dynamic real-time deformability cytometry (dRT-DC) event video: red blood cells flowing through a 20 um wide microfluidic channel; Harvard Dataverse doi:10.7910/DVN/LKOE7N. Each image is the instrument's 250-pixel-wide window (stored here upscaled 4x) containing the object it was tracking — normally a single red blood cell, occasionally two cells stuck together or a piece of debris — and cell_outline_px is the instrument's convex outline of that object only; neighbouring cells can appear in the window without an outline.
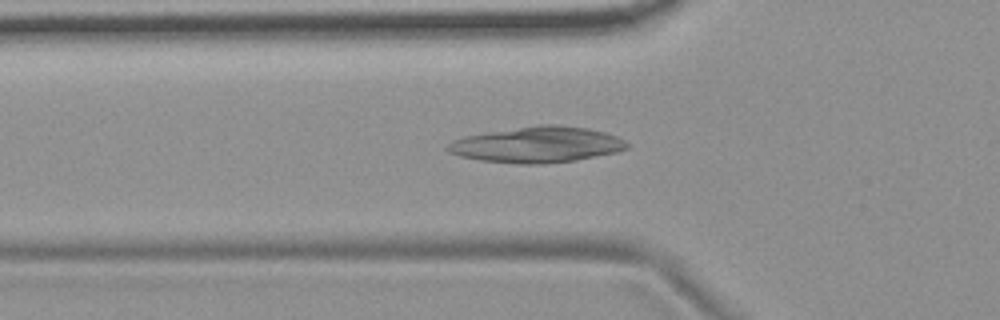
{"species": "common noctule bat (a hibernating species)", "species_latin": "Nyctalus noctula", "temperature_condition": "room temperature", "stored_images_in_passage": 39, "camera_frame_rate_fps": 3000, "um_per_image_px": 0.085, "animal": {"sex": "female", "body_mass_g": 19.9}, "frame": {"image": 1, "passage_image": 4, "time_ms": 1.0, "image_size_px": [1000, 320], "cell_outline_px": [[628, 148], [616, 152], [576, 160], [544, 164], [520, 164], [480, 160], [460, 156], [448, 152], [444, 148], [452, 140], [464, 136], [540, 124], [556, 124], [588, 128], [604, 132], [616, 136], [624, 140], [628, 144]], "centroid_in_image_um": [45.64, 12.3], "position_along_channel_um": 80.2, "area_um2": 37.45}}
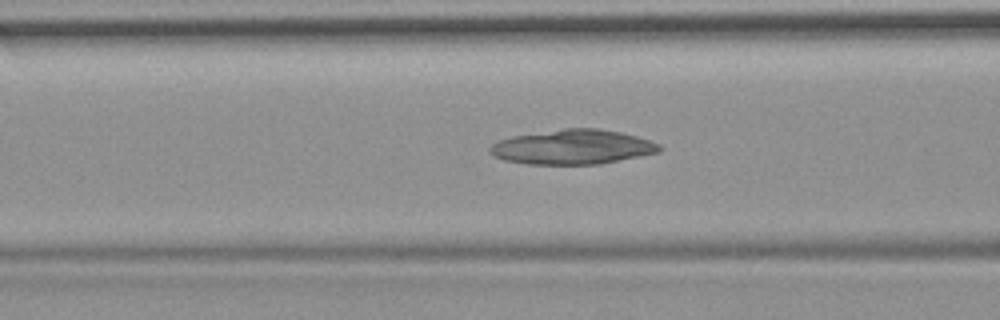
{"frame": {"image": 2, "passage_image": 7, "time_ms": 2.0, "image_size_px": [1000, 320], "cell_outline_px": [[664, 148], [660, 152], [600, 164], [528, 164], [504, 160], [492, 156], [488, 152], [488, 148], [492, 144], [500, 140], [512, 136], [564, 128], [596, 128], [620, 132], [636, 136], [660, 144]], "centroid_in_image_um": [48.66, 12.5], "position_along_channel_um": 117.9, "area_um2": 34.28}}
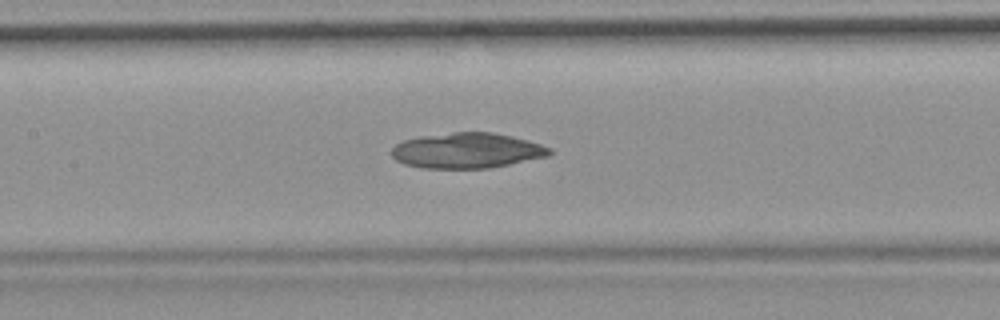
{"frame": {"image": 3, "passage_image": 11, "time_ms": 3.333, "image_size_px": [1000, 320], "cell_outline_px": [[552, 152], [548, 156], [488, 168], [420, 168], [404, 164], [396, 160], [392, 156], [392, 148], [396, 144], [404, 140], [424, 136], [456, 132], [492, 132], [512, 136], [540, 144], [552, 148]], "centroid_in_image_um": [39.69, 12.8], "position_along_channel_um": 167.7, "area_um2": 32.31}}